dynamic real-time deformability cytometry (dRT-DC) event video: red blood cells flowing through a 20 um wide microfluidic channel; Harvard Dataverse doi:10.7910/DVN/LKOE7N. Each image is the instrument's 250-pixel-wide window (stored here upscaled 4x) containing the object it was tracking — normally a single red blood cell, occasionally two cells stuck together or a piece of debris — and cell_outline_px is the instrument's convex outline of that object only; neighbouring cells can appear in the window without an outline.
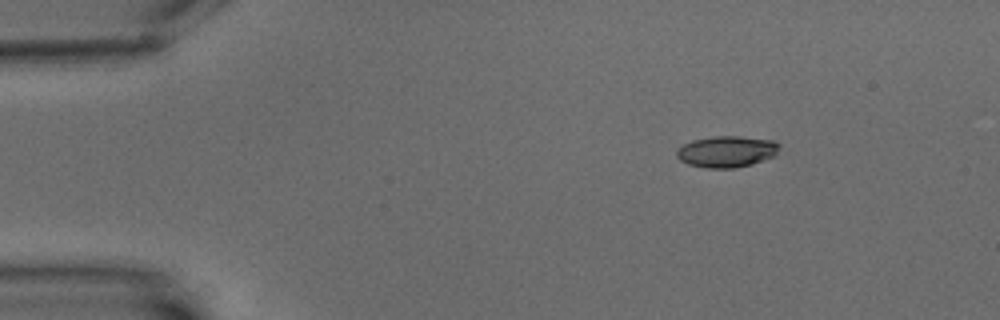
{"species": "common noctule bat (a hibernating species)", "species_latin": "Nyctalus noctula", "temperature_condition": "warm", "stored_images_in_passage": 4, "camera_frame_rate_fps": 3000, "um_per_image_px": 0.085, "animal": {"sex": "male", "body_mass_g": 15.6}, "frame": {"image": 1, "passage_image": 1, "time_ms": 0.0, "image_size_px": [1000, 320], "cell_outline_px": [[780, 144], [776, 156], [752, 164], [732, 168], [708, 168], [688, 164], [680, 160], [676, 156], [676, 152], [684, 144], [692, 140], [712, 136], [740, 136], [772, 140]], "centroid_in_image_um": [61.79, 12.88], "position_along_channel_um": 23.2, "area_um2": 18.79}}
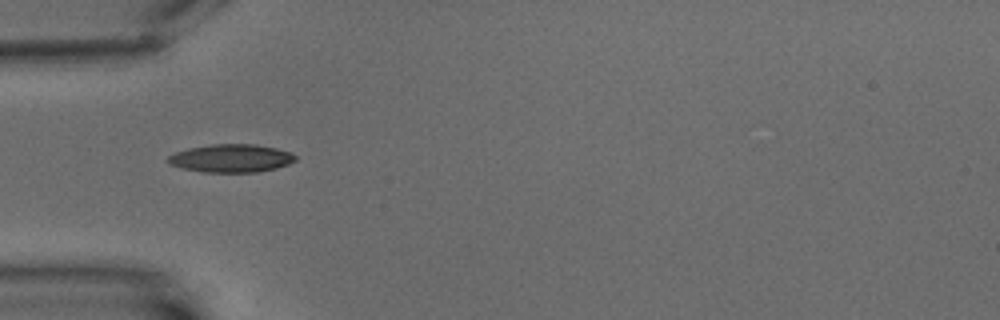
{"frame": {"image": 2, "passage_image": 4, "time_ms": 3.667, "image_size_px": [1000, 320], "cell_outline_px": [[296, 160], [288, 164], [276, 168], [260, 172], [204, 172], [184, 168], [168, 164], [164, 160], [168, 156], [176, 152], [188, 148], [212, 144], [256, 144], [276, 148], [292, 152], [296, 156]], "centroid_in_image_um": [19.65, 13.45], "position_along_channel_um": 65.4, "area_um2": 20.98}}